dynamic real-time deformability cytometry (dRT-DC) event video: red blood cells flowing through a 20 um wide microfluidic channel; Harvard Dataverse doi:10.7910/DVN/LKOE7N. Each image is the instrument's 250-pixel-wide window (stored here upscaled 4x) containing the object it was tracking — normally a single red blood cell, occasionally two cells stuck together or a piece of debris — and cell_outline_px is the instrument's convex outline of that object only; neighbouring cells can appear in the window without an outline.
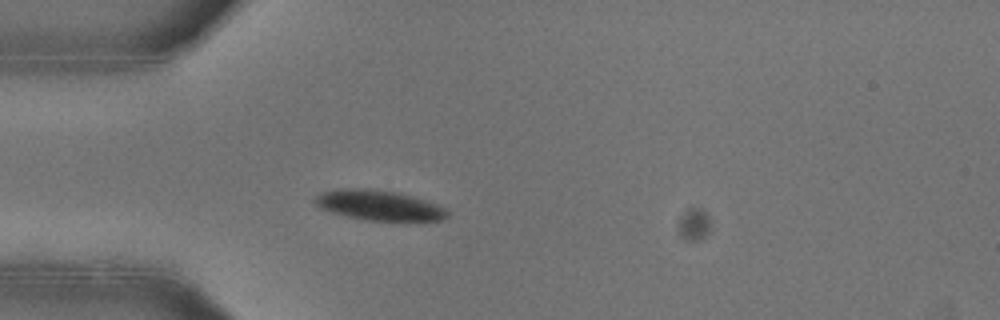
{"species": "common noctule bat (a hibernating species)", "species_latin": "Nyctalus noctula", "temperature_condition": "warm", "stored_images_in_passage": 50, "camera_frame_rate_fps": 3000, "um_per_image_px": 0.085, "animal": {"sex": "female"}, "frame": {"image": 1, "passage_image": 13, "time_ms": 4.0, "image_size_px": [1000, 320], "cell_outline_px": [[448, 216], [440, 220], [364, 220], [332, 212], [320, 208], [312, 200], [320, 192], [340, 188], [368, 188], [396, 192], [436, 204], [444, 208], [448, 212]], "centroid_in_image_um": [32.14, 17.43], "position_along_channel_um": 52.9, "area_um2": 22.89}}
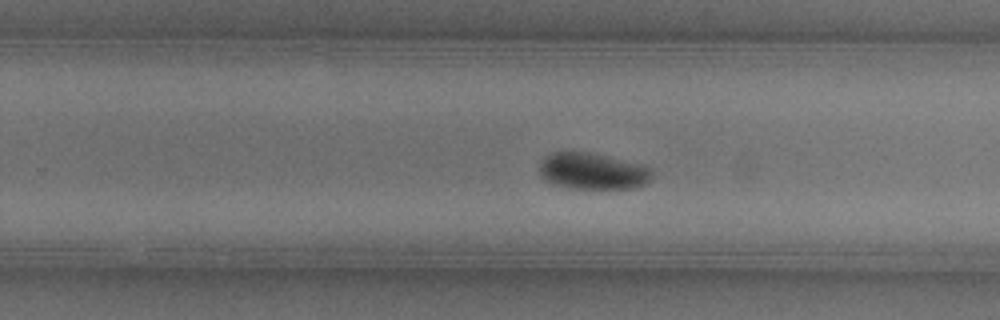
{"frame": {"image": 2, "passage_image": 31, "time_ms": 10.0, "image_size_px": [1000, 320], "cell_outline_px": [[652, 176], [648, 184], [636, 188], [568, 188], [552, 184], [544, 180], [540, 176], [540, 164], [544, 156], [552, 152], [592, 152], [644, 164], [652, 168]], "centroid_in_image_um": [50.41, 14.54], "position_along_channel_um": 279.4, "area_um2": 24.45}}
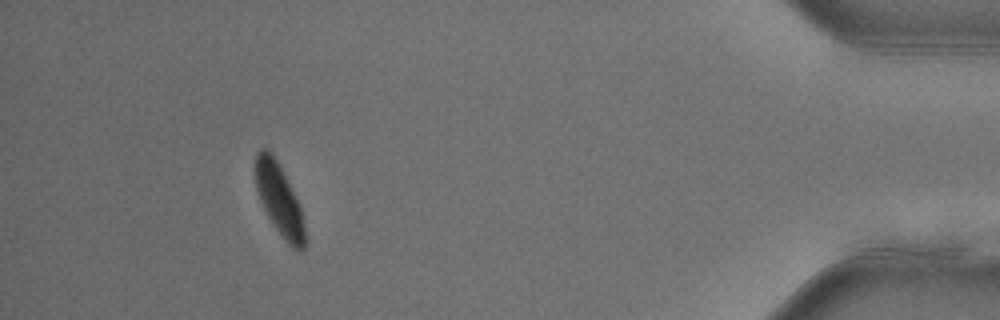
{"frame": {"image": 3, "passage_image": 46, "time_ms": 15.0, "image_size_px": [1000, 320], "cell_outline_px": [[304, 248], [300, 252], [292, 248], [284, 240], [272, 224], [260, 200], [256, 188], [256, 152], [260, 148], [268, 148], [272, 152], [300, 204], [304, 224]], "centroid_in_image_um": [23.74, 16.97], "position_along_channel_um": 411.5, "area_um2": 20.46}, "authors_computed_cell_mechanics": {"area_um2": 23.3801, "velocity_mm_per_s": 3.9174, "shape_relaxation_time_tau1_ms": 3.3494, "shape_relaxation_time_tau2_ms": 3.5614, "deformation_change_tau1": 0.131, "deformation_change_tau2": 0.0463}}